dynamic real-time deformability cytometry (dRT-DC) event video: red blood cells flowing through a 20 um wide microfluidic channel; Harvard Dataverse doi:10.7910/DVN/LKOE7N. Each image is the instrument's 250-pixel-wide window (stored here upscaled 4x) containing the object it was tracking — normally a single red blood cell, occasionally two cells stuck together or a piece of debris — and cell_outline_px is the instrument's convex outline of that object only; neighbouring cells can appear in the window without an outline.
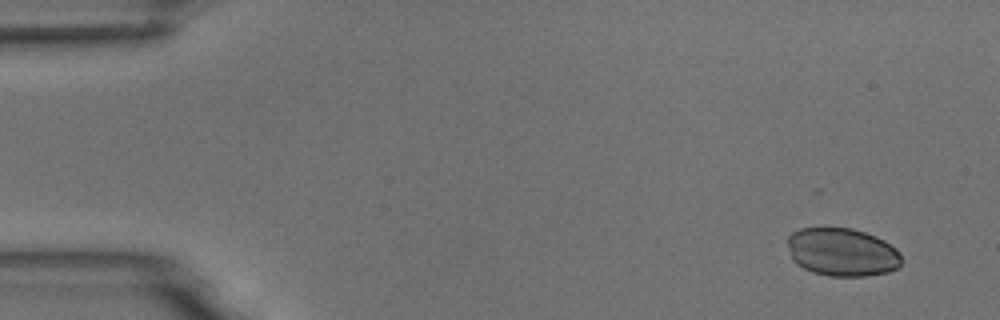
{"species": "common noctule bat (a hibernating species)", "species_latin": "Nyctalus noctula", "temperature_condition": "room temperature", "stored_images_in_passage": 9, "camera_frame_rate_fps": 3000, "um_per_image_px": 0.085, "animal": {"sex": "male", "body_mass_g": 18.8}, "frame": {"image": 1, "passage_image": 1, "time_ms": 0.0, "image_size_px": [1000, 320], "cell_outline_px": [[900, 264], [896, 268], [888, 272], [868, 276], [828, 276], [812, 272], [796, 264], [792, 260], [788, 244], [788, 236], [792, 232], [800, 228], [824, 224], [852, 228], [876, 236], [884, 240], [896, 248], [900, 252]], "centroid_in_image_um": [71.54, 21.38], "position_along_channel_um": 13.5, "area_um2": 32.83}}